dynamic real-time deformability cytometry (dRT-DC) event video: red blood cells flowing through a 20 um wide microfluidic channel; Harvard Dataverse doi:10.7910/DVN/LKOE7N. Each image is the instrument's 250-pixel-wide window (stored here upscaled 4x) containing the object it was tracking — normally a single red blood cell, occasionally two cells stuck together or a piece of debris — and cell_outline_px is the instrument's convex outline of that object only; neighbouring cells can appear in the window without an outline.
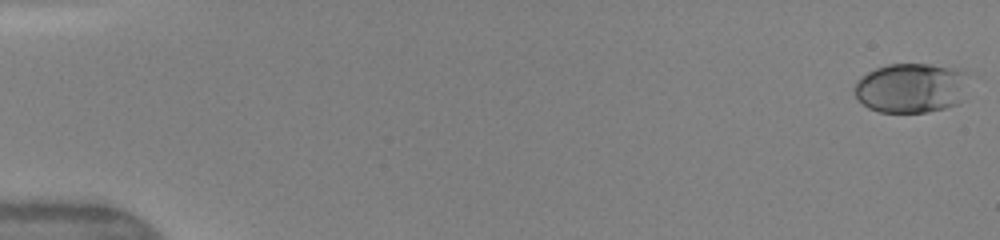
{"species": "human", "species_latin": "Homo sapiens", "temperature_condition": "warm", "stored_images_in_passage": 49, "camera_frame_rate_fps": 3000, "um_per_image_px": 0.085, "donor": {"sex": "female"}, "frame": {"image": 1, "passage_image": 1, "time_ms": 0.0, "image_size_px": [1000, 240], "cell_outline_px": [[968, 72], [960, 104], [928, 112], [880, 112], [868, 108], [856, 96], [856, 80], [868, 72], [876, 68], [888, 64], [928, 64], [964, 68]], "centroid_in_image_um": [77.48, 7.46], "position_along_channel_um": 7.5, "area_um2": 33.23}}
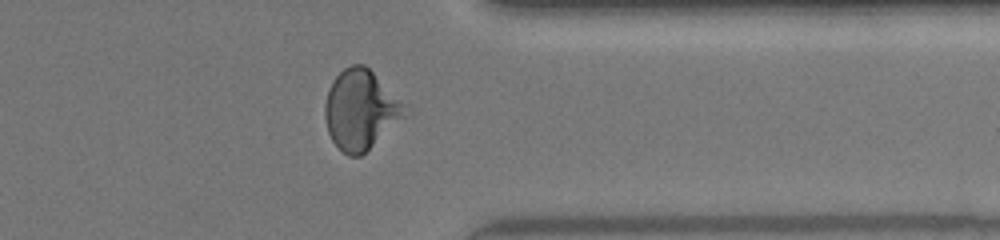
{"frame": {"image": 2, "passage_image": 40, "time_ms": 13.0, "image_size_px": [1000, 240], "cell_outline_px": [[412, 112], [360, 156], [348, 156], [332, 140], [328, 132], [324, 116], [324, 104], [328, 88], [332, 80], [344, 68], [352, 64], [364, 64]], "centroid_in_image_um": [30.65, 9.33], "position_along_channel_um": 380.7, "area_um2": 36.99}}
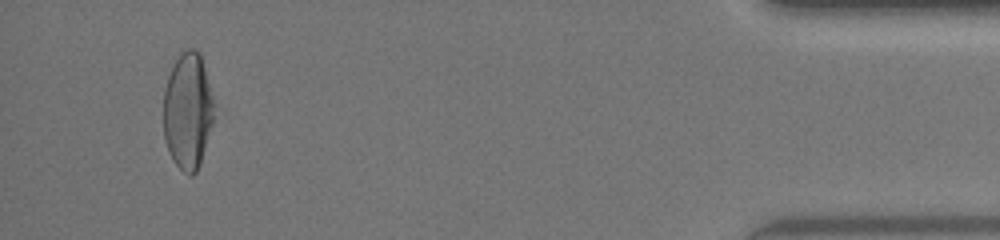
{"frame": {"image": 3, "passage_image": 47, "time_ms": 15.333, "image_size_px": [1000, 240], "cell_outline_px": [[212, 124], [200, 164], [196, 172], [192, 176], [188, 176], [172, 160], [168, 152], [164, 140], [164, 88], [168, 76], [180, 52], [188, 48], [196, 48], [200, 52], [212, 100]], "centroid_in_image_um": [15.93, 9.45], "position_along_channel_um": 419.3, "area_um2": 33.99}, "authors_computed_cell_mechanics": {"area_um2": 33.6974, "velocity_mm_per_s": 4.1684, "shape_relaxation_time_tau1_ms": 4.2417, "shape_relaxation_time_tau2_ms": 0.8843, "deformation_change_tau1": 0.1692, "deformation_change_tau2": 0.0548}}